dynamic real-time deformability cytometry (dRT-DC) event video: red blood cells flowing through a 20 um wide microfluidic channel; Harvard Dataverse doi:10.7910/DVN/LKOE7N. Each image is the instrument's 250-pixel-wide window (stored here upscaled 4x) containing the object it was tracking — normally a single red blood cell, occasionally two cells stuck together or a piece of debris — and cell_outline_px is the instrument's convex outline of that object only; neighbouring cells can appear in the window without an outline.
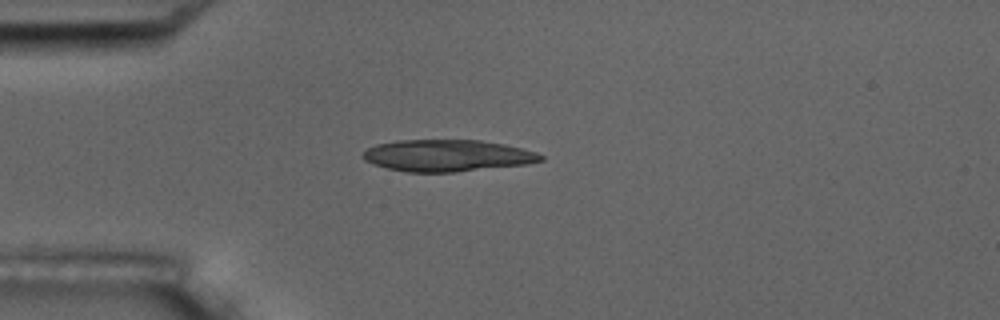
{"species": "common noctule bat (a hibernating species)", "species_latin": "Nyctalus noctula", "temperature_condition": "room temperature", "stored_images_in_passage": 12, "camera_frame_rate_fps": 3000, "um_per_image_px": 0.085, "animal": {"sex": "male", "body_mass_g": 17.5, "forearm_length_mm": 52.3}, "frame": {"image": 1, "passage_image": 1, "time_ms": 0.0, "image_size_px": [1000, 320], "cell_outline_px": [[544, 160], [528, 164], [456, 172], [408, 172], [388, 168], [372, 164], [364, 160], [360, 156], [368, 148], [376, 144], [396, 140], [480, 140], [504, 144], [536, 152], [544, 156]], "centroid_in_image_um": [38.0, 13.22], "position_along_channel_um": 47.0, "area_um2": 33.0}}